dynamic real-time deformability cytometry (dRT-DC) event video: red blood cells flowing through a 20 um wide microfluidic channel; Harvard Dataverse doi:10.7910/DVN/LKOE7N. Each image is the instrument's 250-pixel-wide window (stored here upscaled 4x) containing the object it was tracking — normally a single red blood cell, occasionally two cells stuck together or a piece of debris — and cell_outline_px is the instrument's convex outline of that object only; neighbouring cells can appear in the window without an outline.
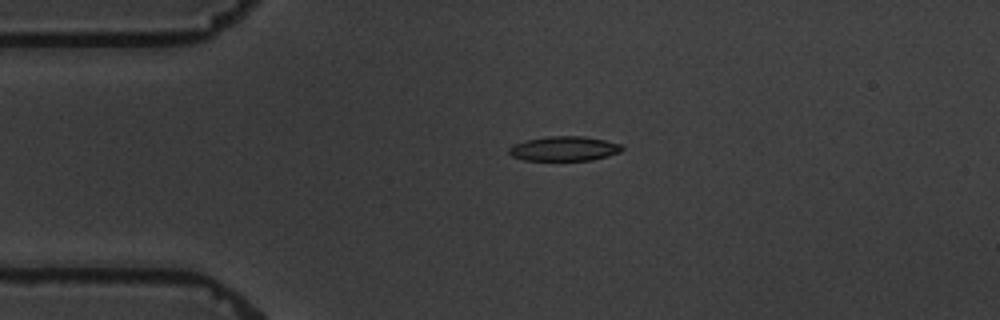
{"species": "common noctule bat (a hibernating species)", "species_latin": "Nyctalus noctula", "temperature_condition": "warm", "stored_images_in_passage": 5, "camera_frame_rate_fps": 3000, "um_per_image_px": 0.085, "animal": {"sex": "male", "body_mass_g": 19.5, "forearm_length_mm": 54.6}, "frame": {"image": 1, "passage_image": 4, "time_ms": 3.667, "image_size_px": [1000, 320], "cell_outline_px": [[624, 148], [620, 152], [608, 156], [592, 160], [524, 160], [512, 156], [508, 152], [508, 148], [512, 144], [528, 140], [548, 136], [584, 136], [604, 140], [620, 144]], "centroid_in_image_um": [47.94, 12.63], "position_along_channel_um": 37.1, "area_um2": 16.18}}